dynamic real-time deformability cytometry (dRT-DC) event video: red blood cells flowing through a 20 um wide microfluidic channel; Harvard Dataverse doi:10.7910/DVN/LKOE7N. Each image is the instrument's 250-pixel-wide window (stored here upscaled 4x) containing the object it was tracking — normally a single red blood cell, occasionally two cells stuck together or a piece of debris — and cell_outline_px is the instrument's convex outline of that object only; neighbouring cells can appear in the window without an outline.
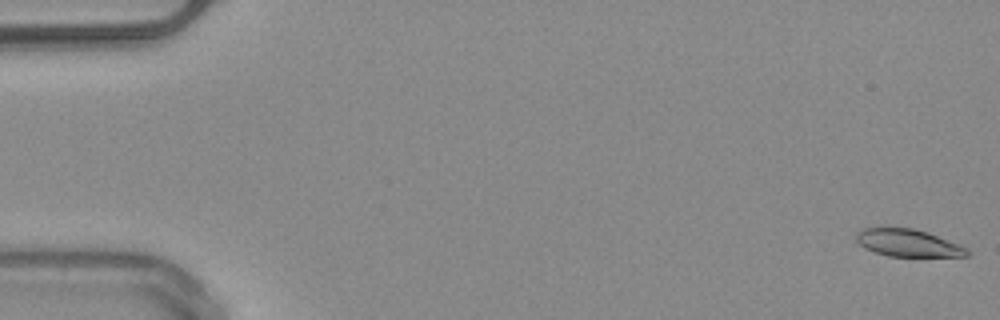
{"species": "common noctule bat (a hibernating species)", "species_latin": "Nyctalus noctula", "temperature_condition": "warm", "stored_images_in_passage": 52, "camera_frame_rate_fps": 3000, "um_per_image_px": 0.085, "animal": {"sex": "male", "body_mass_g": 20.4}, "frame": {"image": 1, "passage_image": 1, "time_ms": 0.0, "image_size_px": [1000, 320], "cell_outline_px": [[972, 252], [968, 256], [888, 256], [864, 248], [856, 240], [856, 232], [864, 228], [912, 228], [928, 232], [968, 248]], "centroid_in_image_um": [77.2, 20.65], "position_along_channel_um": 7.8, "area_um2": 17.57}}
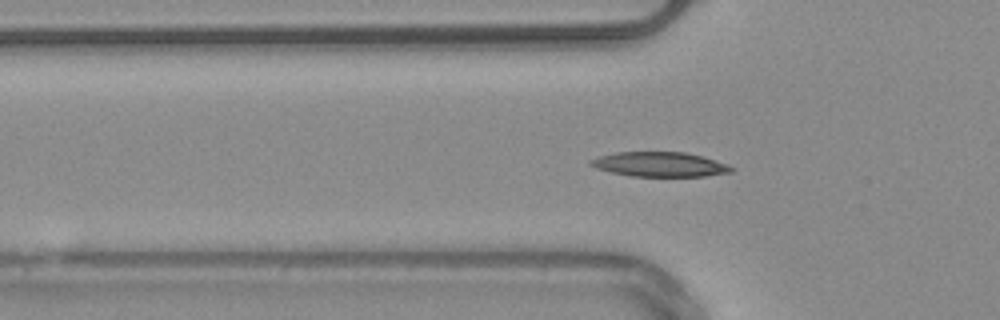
{"frame": {"image": 2, "passage_image": 17, "time_ms": 5.333, "image_size_px": [1000, 320], "cell_outline_px": [[732, 172], [704, 176], [632, 176], [612, 172], [596, 168], [588, 164], [588, 160], [600, 156], [616, 152], [684, 152], [704, 156], [728, 164], [732, 168]], "centroid_in_image_um": [56.07, 13.96], "position_along_channel_um": 69.7, "area_um2": 20.17}}
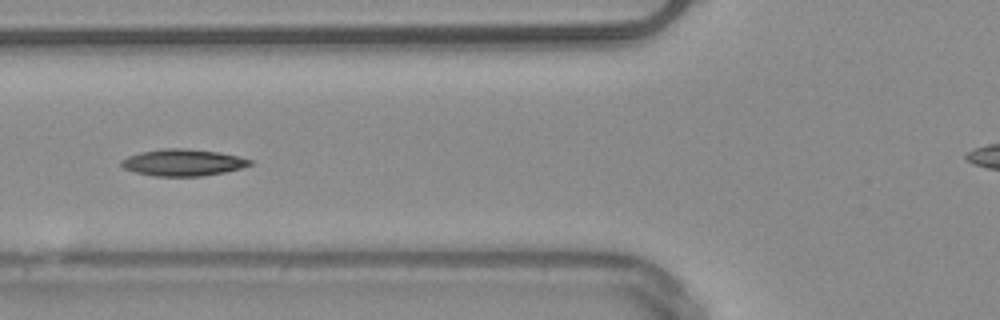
{"frame": {"image": 3, "passage_image": 20, "time_ms": 6.333, "image_size_px": [1000, 320], "cell_outline_px": [[252, 164], [240, 168], [224, 172], [204, 176], [152, 176], [136, 172], [124, 168], [120, 164], [120, 160], [128, 156], [140, 152], [164, 148], [184, 148], [216, 152], [236, 156], [252, 160]], "centroid_in_image_um": [15.51, 13.82], "position_along_channel_um": 110.3, "area_um2": 19.88}, "authors_computed_cell_mechanics": {"area_um2": 19.2474, "velocity_mm_per_s": 4.0026, "shape_relaxation_time_tau1_ms": 7.4814, "shape_relaxation_time_tau2_ms": 5.1637, "deformation_change_tau1": 0.1635, "deformation_change_tau2": 0.1131}}